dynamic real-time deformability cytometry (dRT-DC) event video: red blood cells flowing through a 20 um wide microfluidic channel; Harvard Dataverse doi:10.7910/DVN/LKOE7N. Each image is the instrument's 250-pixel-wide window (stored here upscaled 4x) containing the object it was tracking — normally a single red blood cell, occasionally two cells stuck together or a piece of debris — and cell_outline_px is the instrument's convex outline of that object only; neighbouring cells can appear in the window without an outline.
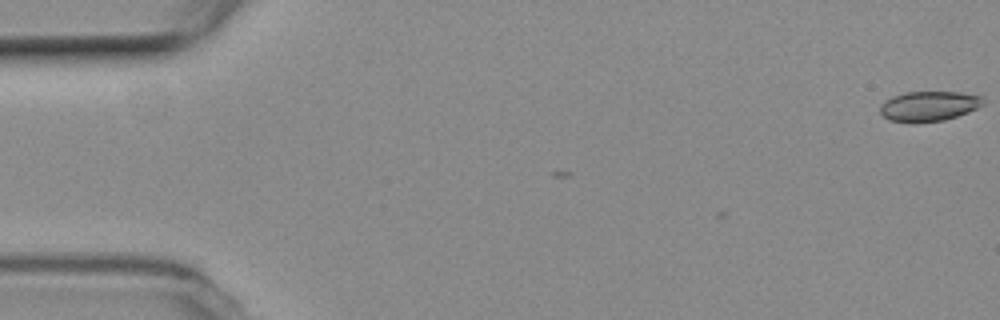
{"species": "common noctule bat (a hibernating species)", "species_latin": "Nyctalus noctula", "temperature_condition": "room temperature", "stored_images_in_passage": 3, "camera_frame_rate_fps": 3000, "um_per_image_px": 0.085, "animal": {"sex": "female", "body_mass_g": 19.3, "forearm_length_mm": 54.1}, "frame": {"image": 1, "passage_image": 1, "time_ms": 0.0, "image_size_px": [1000, 320], "cell_outline_px": [[984, 104], [968, 112], [944, 120], [912, 124], [888, 120], [880, 112], [880, 104], [884, 100], [892, 96], [904, 92], [960, 92], [984, 96]], "centroid_in_image_um": [78.93, 9.03], "position_along_channel_um": 6.1, "area_um2": 18.38}}